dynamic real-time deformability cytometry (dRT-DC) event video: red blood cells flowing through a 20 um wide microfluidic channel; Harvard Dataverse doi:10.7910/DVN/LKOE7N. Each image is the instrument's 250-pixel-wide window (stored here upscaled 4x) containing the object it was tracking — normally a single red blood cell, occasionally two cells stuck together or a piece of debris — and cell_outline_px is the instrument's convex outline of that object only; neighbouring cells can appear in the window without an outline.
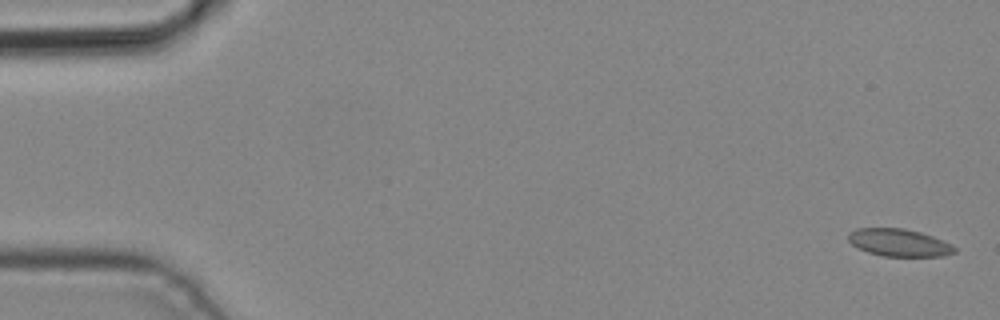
{"species": "common noctule bat (a hibernating species)", "species_latin": "Nyctalus noctula", "temperature_condition": "cold", "stored_images_in_passage": 5, "camera_frame_rate_fps": 3000, "um_per_image_px": 0.085, "animal": {"sex": "male", "body_mass_g": 19.2, "forearm_length_mm": 51.8}, "frame": {"image": 1, "passage_image": 1, "time_ms": 0.0, "image_size_px": [1000, 320], "cell_outline_px": [[956, 252], [944, 256], [884, 256], [868, 252], [852, 244], [848, 240], [848, 232], [856, 228], [904, 228], [920, 232], [944, 240], [952, 244], [956, 248]], "centroid_in_image_um": [76.44, 20.62], "position_along_channel_um": 8.6, "area_um2": 17.05}}
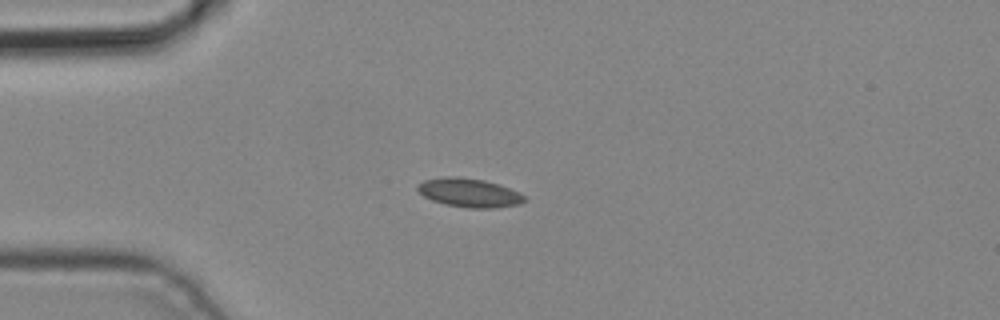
{"frame": {"image": 2, "passage_image": 4, "time_ms": 1.0, "image_size_px": [1000, 320], "cell_outline_px": [[524, 200], [520, 204], [496, 208], [468, 208], [444, 204], [432, 200], [424, 196], [416, 188], [416, 184], [424, 180], [444, 176], [456, 176], [484, 180], [500, 184], [520, 192], [524, 196]], "centroid_in_image_um": [39.87, 16.37], "position_along_channel_um": 45.1, "area_um2": 18.09}}